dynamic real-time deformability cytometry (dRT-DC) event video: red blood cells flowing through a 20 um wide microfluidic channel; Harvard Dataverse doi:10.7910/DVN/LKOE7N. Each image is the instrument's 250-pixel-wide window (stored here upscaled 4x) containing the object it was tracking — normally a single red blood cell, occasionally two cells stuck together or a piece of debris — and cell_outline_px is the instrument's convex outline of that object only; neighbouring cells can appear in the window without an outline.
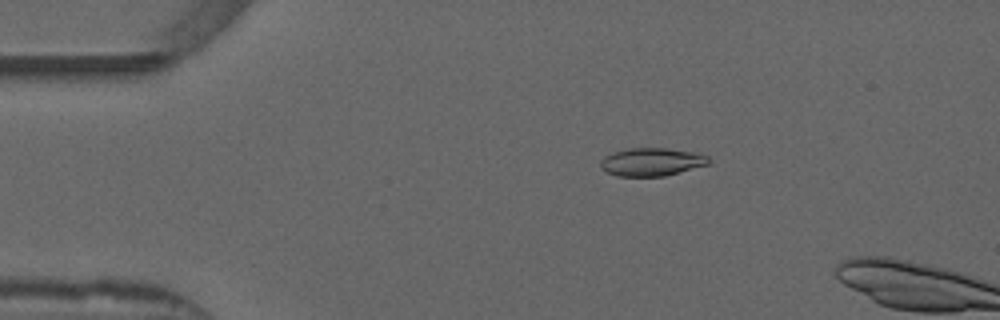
{"species": "common noctule bat (a hibernating species)", "species_latin": "Nyctalus noctula", "temperature_condition": "warm", "stored_images_in_passage": 12, "camera_frame_rate_fps": 3000, "um_per_image_px": 0.085, "animal": {"sex": "male", "forearm_length_mm": 52.5}, "frame": {"image": 1, "passage_image": 10, "time_ms": 3.0, "image_size_px": [1000, 320], "cell_outline_px": [[712, 160], [708, 164], [664, 176], [616, 176], [600, 168], [600, 160], [604, 156], [612, 152], [628, 148], [664, 148], [692, 152], [708, 156]], "centroid_in_image_um": [55.35, 13.76], "position_along_channel_um": 29.7, "area_um2": 17.63}}